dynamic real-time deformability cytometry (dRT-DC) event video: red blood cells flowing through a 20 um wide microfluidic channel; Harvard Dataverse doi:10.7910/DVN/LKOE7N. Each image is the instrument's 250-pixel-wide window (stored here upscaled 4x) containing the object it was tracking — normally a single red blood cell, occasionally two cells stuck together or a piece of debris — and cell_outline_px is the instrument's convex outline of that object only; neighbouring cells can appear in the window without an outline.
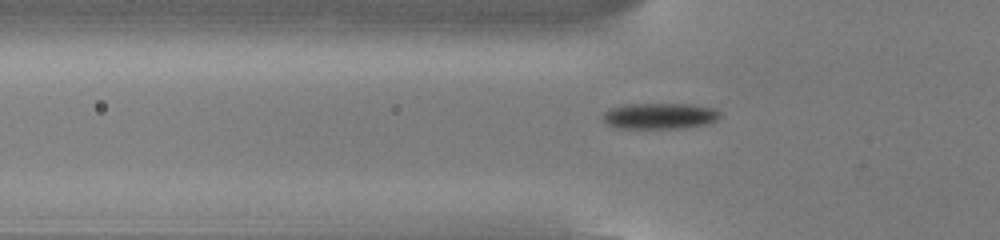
{"species": "common noctule bat (a hibernating species)", "species_latin": "Nyctalus noctula", "temperature_condition": "cold", "stored_images_in_passage": 54, "camera_frame_rate_fps": 3000, "um_per_image_px": 0.085, "animal": {"sex": "male", "body_mass_g": 13.0, "forearm_length_mm": 53.1}, "frame": {"image": 1, "passage_image": 18, "time_ms": 5.667, "image_size_px": [1000, 240], "cell_outline_px": [[720, 116], [716, 120], [708, 124], [684, 128], [616, 128], [608, 124], [604, 120], [604, 112], [608, 108], [624, 104], [692, 104], [712, 108], [720, 112]], "centroid_in_image_um": [56.07, 9.85], "position_along_channel_um": 69.7, "area_um2": 17.8}}
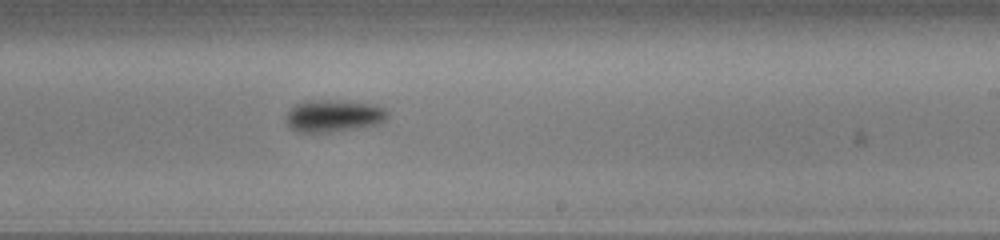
{"frame": {"image": 2, "passage_image": 33, "time_ms": 10.667, "image_size_px": [1000, 240], "cell_outline_px": [[388, 116], [380, 124], [328, 132], [300, 132], [292, 128], [284, 120], [288, 112], [296, 104], [304, 100], [336, 100], [376, 104], [384, 108], [388, 112]], "centroid_in_image_um": [28.37, 9.83], "position_along_channel_um": 260.6, "area_um2": 19.02}}
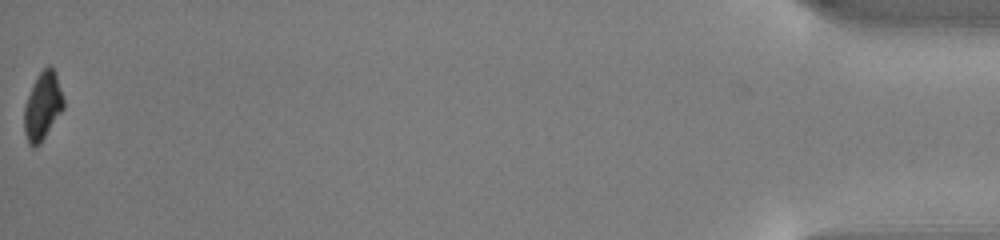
{"frame": {"image": 3, "passage_image": 54, "time_ms": 17.667, "image_size_px": [1000, 240], "cell_outline_px": [[64, 108], [44, 136], [36, 144], [28, 144], [24, 132], [24, 108], [28, 96], [40, 72], [48, 64], [56, 72], [64, 100]], "centroid_in_image_um": [3.63, 8.97], "position_along_channel_um": 431.6, "area_um2": 14.97}, "authors_computed_cell_mechanics": {"area_um2": 16.9932, "velocity_mm_per_s": 3.8414, "shape_relaxation_time_tau1_ms": 2.5418, "shape_relaxation_time_tau2_ms": null, "deformation_change_tau1": 0.1269, "deformation_change_tau2": null}}